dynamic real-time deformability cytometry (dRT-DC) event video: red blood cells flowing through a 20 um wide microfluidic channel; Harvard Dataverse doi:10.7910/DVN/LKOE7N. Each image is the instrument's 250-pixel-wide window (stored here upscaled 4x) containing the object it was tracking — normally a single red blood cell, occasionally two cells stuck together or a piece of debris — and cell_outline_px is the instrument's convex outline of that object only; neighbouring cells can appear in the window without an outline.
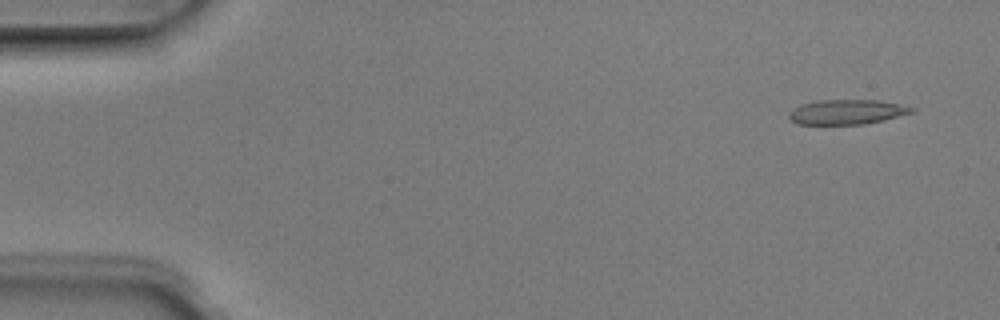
{"species": "Egyptian fruit bat (a non-hibernating species)", "species_latin": "Rousettus aegyptiacus", "temperature_condition": "room temperature", "stored_images_in_passage": 4, "camera_frame_rate_fps": 3000, "um_per_image_px": 0.085, "animal": {"sex": "male"}, "frame": {"image": 1, "passage_image": 1, "time_ms": 0.0, "image_size_px": [1000, 320], "cell_outline_px": [[916, 112], [884, 120], [864, 124], [796, 124], [788, 116], [788, 112], [792, 108], [800, 104], [816, 100], [880, 100], [916, 108]], "centroid_in_image_um": [71.98, 9.51], "position_along_channel_um": 13.0, "area_um2": 17.92}}
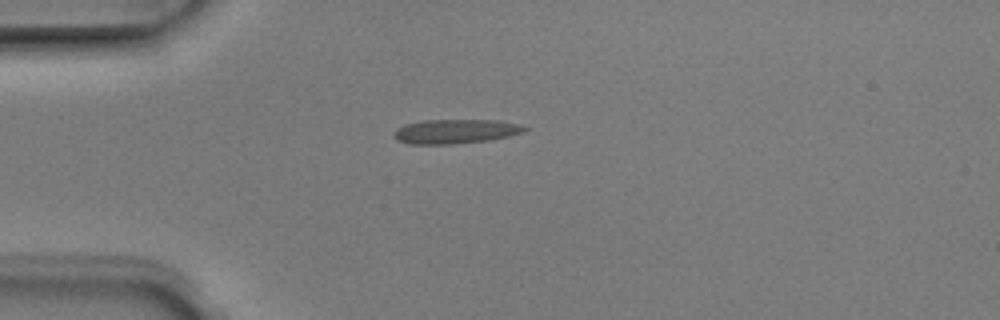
{"frame": {"image": 2, "passage_image": 4, "time_ms": 1.0, "image_size_px": [1000, 320], "cell_outline_px": [[528, 128], [524, 132], [508, 136], [488, 140], [452, 144], [408, 144], [396, 140], [392, 136], [392, 132], [396, 128], [404, 124], [424, 120], [496, 120], [520, 124]], "centroid_in_image_um": [38.65, 11.17], "position_along_channel_um": 46.3, "area_um2": 18.67}}